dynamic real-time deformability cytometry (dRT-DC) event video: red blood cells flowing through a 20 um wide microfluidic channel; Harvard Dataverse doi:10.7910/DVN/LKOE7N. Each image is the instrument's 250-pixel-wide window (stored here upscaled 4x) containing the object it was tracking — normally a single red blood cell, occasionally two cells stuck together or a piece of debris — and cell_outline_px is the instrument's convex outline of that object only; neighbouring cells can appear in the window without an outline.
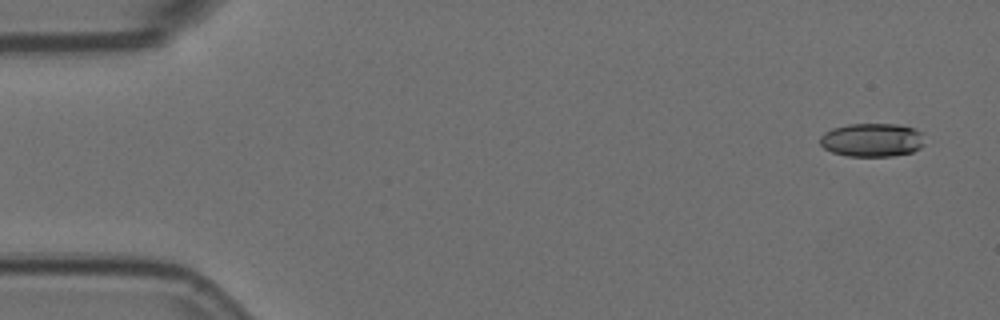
{"species": "Egyptian fruit bat (a non-hibernating species)", "species_latin": "Rousettus aegyptiacus", "temperature_condition": "room temperature", "stored_images_in_passage": 4, "camera_frame_rate_fps": 3000, "um_per_image_px": 0.085, "animal": {"sex": "female"}, "frame": {"image": 1, "passage_image": 1, "time_ms": 0.0, "image_size_px": [1000, 320], "cell_outline_px": [[924, 144], [920, 148], [912, 152], [892, 156], [848, 156], [832, 152], [824, 148], [820, 144], [820, 136], [824, 132], [832, 128], [848, 124], [896, 124], [912, 128], [924, 132]], "centroid_in_image_um": [74.14, 11.89], "position_along_channel_um": 10.9, "area_um2": 20.63}}
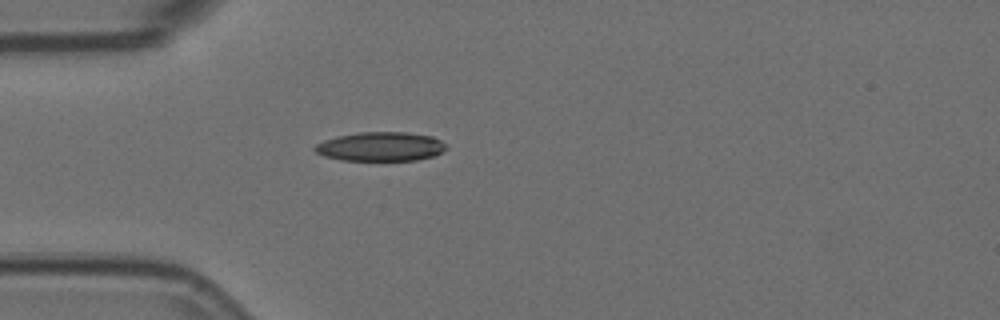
{"frame": {"image": 2, "passage_image": 4, "time_ms": 1.0, "image_size_px": [1000, 320], "cell_outline_px": [[448, 148], [444, 152], [432, 156], [416, 160], [340, 160], [324, 156], [316, 152], [312, 148], [316, 144], [324, 140], [336, 136], [360, 132], [404, 132], [432, 136], [440, 140]], "centroid_in_image_um": [32.34, 12.46], "position_along_channel_um": 52.7, "area_um2": 22.31}}